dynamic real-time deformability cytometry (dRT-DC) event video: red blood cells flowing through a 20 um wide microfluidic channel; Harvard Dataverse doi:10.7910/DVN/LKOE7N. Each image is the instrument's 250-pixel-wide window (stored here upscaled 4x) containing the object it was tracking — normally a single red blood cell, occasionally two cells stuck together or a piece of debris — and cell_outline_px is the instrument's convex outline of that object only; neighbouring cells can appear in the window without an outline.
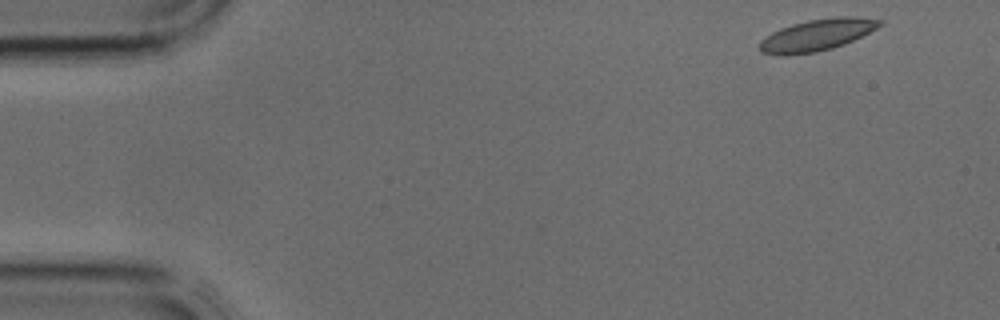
{"species": "common noctule bat (a hibernating species)", "species_latin": "Nyctalus noctula", "temperature_condition": "cold", "stored_images_in_passage": 38, "camera_frame_rate_fps": 3000, "um_per_image_px": 0.085, "animal": {"sex": "male", "body_mass_g": 17.9, "forearm_length_mm": 54.2}, "frame": {"image": 1, "passage_image": 1, "time_ms": 0.0, "image_size_px": [1000, 320], "cell_outline_px": [[884, 24], [844, 44], [832, 48], [816, 52], [784, 56], [780, 56], [760, 52], [760, 40], [764, 36], [780, 28], [792, 24], [808, 20], [836, 16], [856, 16], [884, 20]], "centroid_in_image_um": [69.42, 2.97], "position_along_channel_um": 15.6, "area_um2": 22.31}}
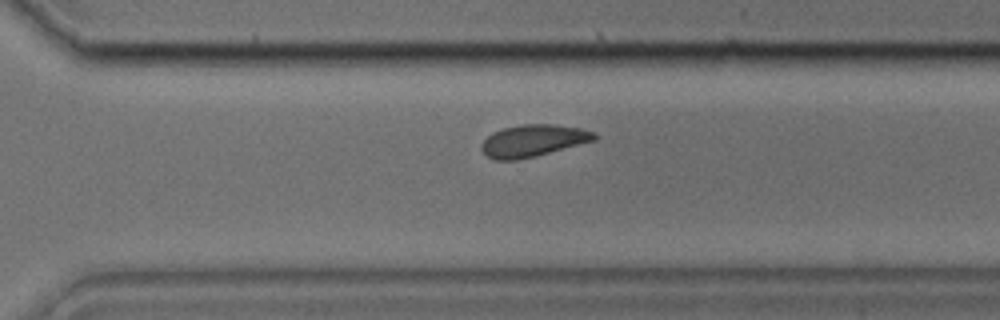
{"frame": {"image": 2, "passage_image": 26, "time_ms": 8.333, "image_size_px": [1000, 320], "cell_outline_px": [[596, 140], [536, 156], [516, 160], [496, 160], [488, 156], [480, 148], [480, 144], [492, 132], [504, 128], [524, 124], [552, 124], [580, 128], [596, 132]], "centroid_in_image_um": [45.32, 11.95], "position_along_channel_um": 325.3, "area_um2": 20.98}}
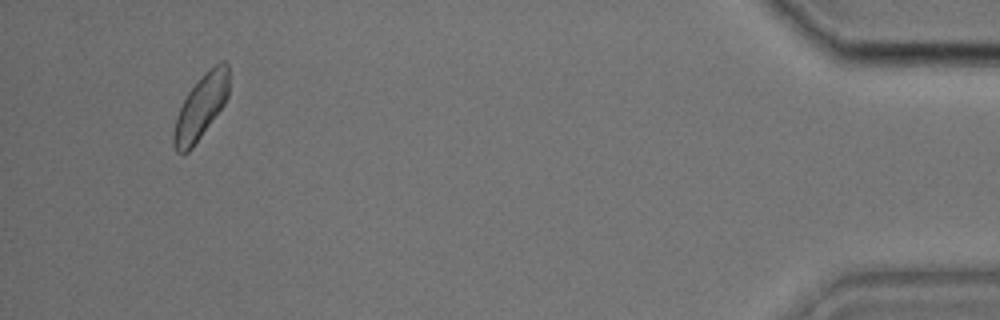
{"frame": {"image": 3, "passage_image": 36, "time_ms": 11.667, "image_size_px": [1000, 320], "cell_outline_px": [[228, 96], [224, 104], [192, 148], [184, 156], [176, 152], [172, 144], [172, 136], [176, 116], [188, 92], [204, 72], [208, 68], [220, 60], [224, 60], [228, 64]], "centroid_in_image_um": [17.05, 9.1], "position_along_channel_um": 418.1, "area_um2": 20.75}}